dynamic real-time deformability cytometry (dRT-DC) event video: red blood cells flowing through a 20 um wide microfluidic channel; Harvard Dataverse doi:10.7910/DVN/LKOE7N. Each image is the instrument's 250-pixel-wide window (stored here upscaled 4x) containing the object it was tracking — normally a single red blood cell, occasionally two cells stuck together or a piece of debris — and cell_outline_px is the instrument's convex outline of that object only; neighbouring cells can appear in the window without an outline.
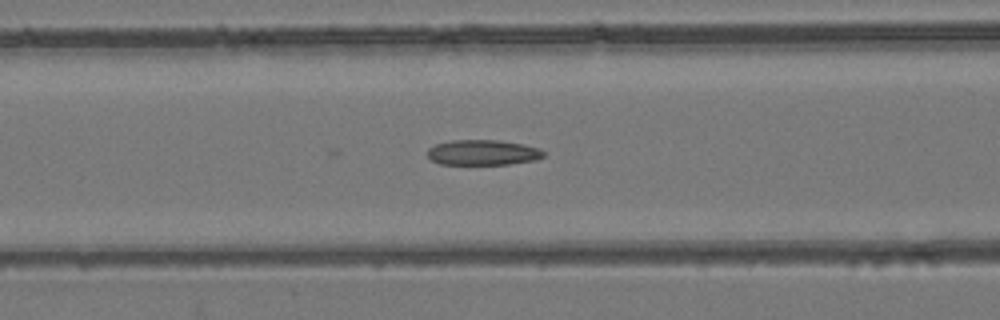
{"species": "common noctule bat (a hibernating species)", "species_latin": "Nyctalus noctula", "temperature_condition": "room temperature", "stored_images_in_passage": 54, "camera_frame_rate_fps": 3000, "um_per_image_px": 0.085, "animal": {"sex": "female", "body_mass_g": 24.6, "forearm_length_mm": 56.2}, "frame": {"image": 1, "passage_image": 22, "time_ms": 7.0, "image_size_px": [1000, 320], "cell_outline_px": [[544, 156], [536, 160], [508, 164], [440, 164], [432, 160], [428, 156], [428, 148], [436, 144], [452, 140], [500, 140], [524, 144], [540, 148], [544, 152]], "centroid_in_image_um": [41.06, 12.96], "position_along_channel_um": 125.5, "area_um2": 17.17}}
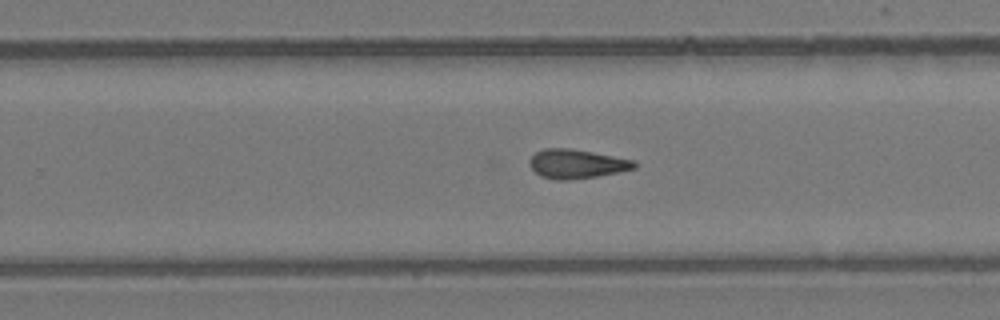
{"frame": {"image": 2, "passage_image": 34, "time_ms": 11.0, "image_size_px": [1000, 320], "cell_outline_px": [[636, 168], [620, 172], [596, 176], [568, 180], [556, 180], [540, 176], [528, 164], [528, 160], [536, 152], [544, 148], [568, 148], [592, 152], [632, 160], [636, 164]], "centroid_in_image_um": [48.97, 13.93], "position_along_channel_um": 280.8, "area_um2": 17.63}}
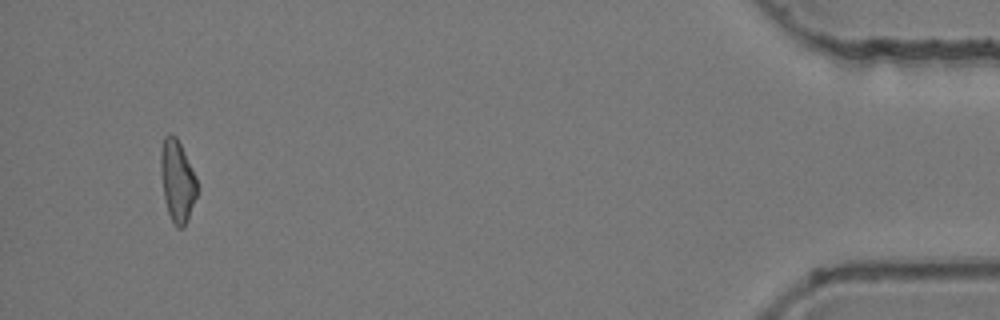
{"frame": {"image": 3, "passage_image": 51, "time_ms": 16.667, "image_size_px": [1000, 320], "cell_outline_px": [[196, 196], [184, 228], [176, 228], [168, 212], [164, 196], [160, 172], [160, 152], [164, 136], [168, 132], [172, 132], [176, 136], [196, 176]], "centroid_in_image_um": [15.04, 15.33], "position_along_channel_um": 420.2, "area_um2": 17.22}}